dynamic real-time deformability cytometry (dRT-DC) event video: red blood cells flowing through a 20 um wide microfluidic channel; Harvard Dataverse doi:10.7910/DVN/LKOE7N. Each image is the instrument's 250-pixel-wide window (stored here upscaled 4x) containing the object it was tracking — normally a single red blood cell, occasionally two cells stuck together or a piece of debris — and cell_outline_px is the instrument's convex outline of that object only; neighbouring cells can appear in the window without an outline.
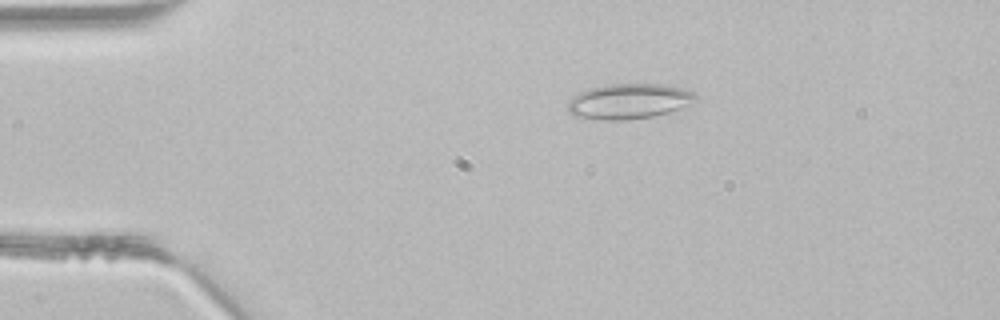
{"species": "common noctule bat (a hibernating species)", "species_latin": "Nyctalus noctula", "temperature_condition": "room temperature", "stored_images_in_passage": 38, "camera_frame_rate_fps": 3000, "um_per_image_px": 0.085, "animal": {"sex": "male", "body_mass_g": 21.5, "forearm_length_mm": 52.0}, "frame": {"image": 1, "passage_image": 2, "time_ms": 0.333, "image_size_px": [1000, 320], "cell_outline_px": [[696, 100], [692, 104], [668, 112], [652, 116], [628, 120], [592, 120], [572, 116], [568, 112], [568, 100], [572, 96], [588, 88], [608, 84], [660, 84], [680, 88], [692, 92], [696, 96]], "centroid_in_image_um": [53.38, 8.62], "position_along_channel_um": 31.6, "area_um2": 26.47}}
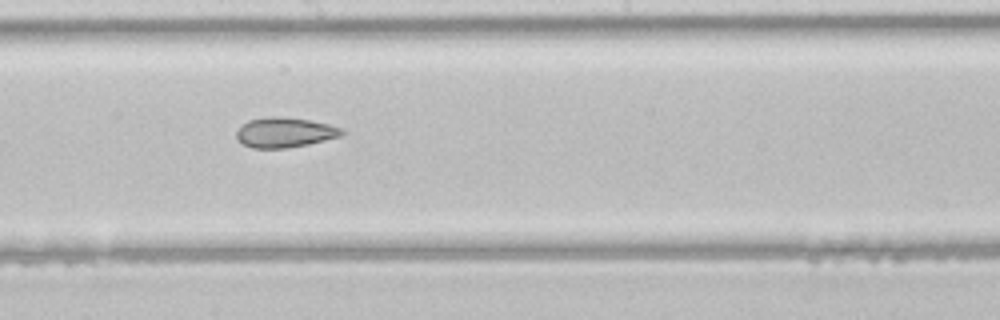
{"frame": {"image": 2, "passage_image": 18, "time_ms": 5.667, "image_size_px": [1000, 320], "cell_outline_px": [[344, 132], [340, 136], [308, 144], [288, 148], [252, 148], [236, 140], [236, 132], [248, 120], [268, 116], [280, 116], [308, 120], [328, 124], [340, 128]], "centroid_in_image_um": [24.16, 11.26], "position_along_channel_um": 224.0, "area_um2": 18.26}}
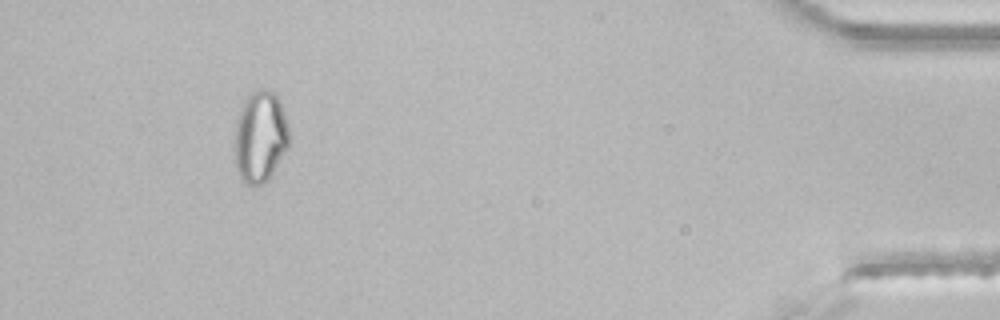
{"frame": {"image": 3, "passage_image": 35, "time_ms": 11.333, "image_size_px": [1000, 320], "cell_outline_px": [[288, 148], [272, 176], [264, 184], [248, 184], [240, 180], [232, 160], [232, 144], [236, 120], [240, 108], [244, 100], [256, 88], [260, 88], [276, 92], [280, 100], [284, 112], [288, 128]], "centroid_in_image_um": [22.06, 11.65], "position_along_channel_um": 413.1, "area_um2": 30.23}}